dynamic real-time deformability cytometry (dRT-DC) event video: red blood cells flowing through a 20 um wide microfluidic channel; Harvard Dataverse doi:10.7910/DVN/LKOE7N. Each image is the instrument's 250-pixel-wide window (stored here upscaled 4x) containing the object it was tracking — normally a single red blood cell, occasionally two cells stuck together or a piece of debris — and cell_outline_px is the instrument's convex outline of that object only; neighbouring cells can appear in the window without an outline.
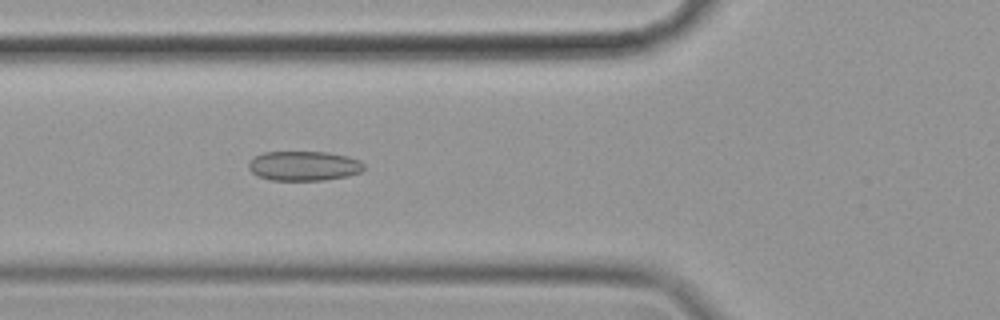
{"species": "common noctule bat (a hibernating species)", "species_latin": "Nyctalus noctula", "temperature_condition": "cold", "stored_images_in_passage": 55, "camera_frame_rate_fps": 3000, "um_per_image_px": 0.085, "animal": {"sex": "female", "body_mass_g": 19.9}, "frame": {"image": 1, "passage_image": 19, "time_ms": 6.0, "image_size_px": [1000, 320], "cell_outline_px": [[364, 168], [360, 172], [348, 176], [324, 180], [272, 180], [260, 176], [252, 172], [248, 168], [248, 160], [264, 152], [328, 152], [348, 156], [360, 160], [364, 164]], "centroid_in_image_um": [25.84, 14.09], "position_along_channel_um": 100.0, "area_um2": 19.94}}
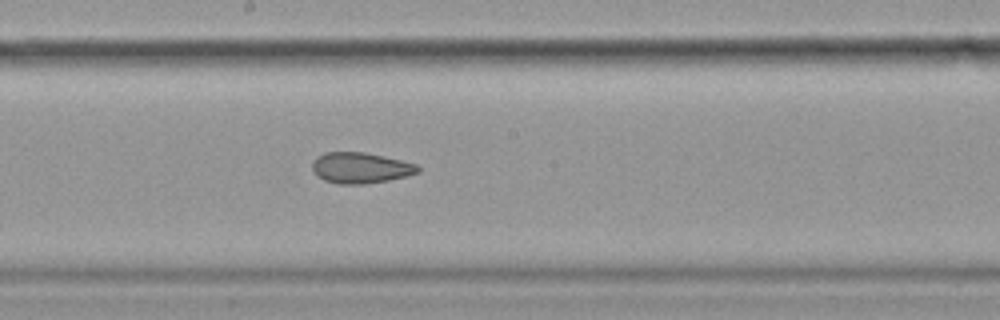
{"frame": {"image": 2, "passage_image": 29, "time_ms": 9.333, "image_size_px": [1000, 320], "cell_outline_px": [[420, 172], [408, 176], [388, 180], [364, 184], [340, 184], [324, 180], [316, 176], [312, 168], [312, 160], [316, 156], [324, 152], [364, 152], [384, 156], [416, 164], [420, 168]], "centroid_in_image_um": [30.62, 14.26], "position_along_channel_um": 217.6, "area_um2": 19.13}}
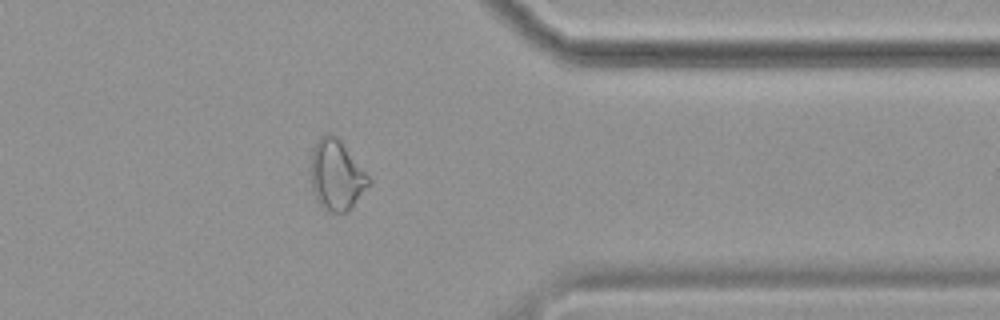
{"frame": {"image": 3, "passage_image": 44, "time_ms": 14.333, "image_size_px": [1000, 320], "cell_outline_px": [[372, 180], [348, 212], [328, 212], [316, 200], [312, 192], [312, 148], [316, 140], [320, 136], [328, 132], [332, 132], [340, 140]], "centroid_in_image_um": [28.59, 14.87], "position_along_channel_um": 382.8, "area_um2": 23.58}, "authors_computed_cell_mechanics": {"area_um2": 22.4264, "velocity_mm_per_s": 3.5212, "shape_relaxation_time_tau1_ms": null, "shape_relaxation_time_tau2_ms": 3.2383, "deformation_change_tau1": null, "deformation_change_tau2": 0.0959}}